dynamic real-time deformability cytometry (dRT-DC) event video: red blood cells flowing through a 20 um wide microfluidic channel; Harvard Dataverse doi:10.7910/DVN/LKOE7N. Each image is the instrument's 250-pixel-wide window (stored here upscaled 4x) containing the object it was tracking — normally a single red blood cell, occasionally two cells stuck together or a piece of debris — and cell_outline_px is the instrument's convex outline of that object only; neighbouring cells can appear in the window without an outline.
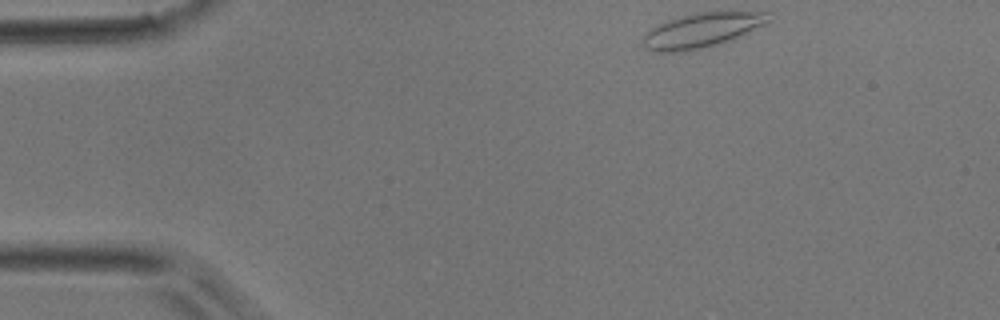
{"species": "common noctule bat (a hibernating species)", "species_latin": "Nyctalus noctula", "temperature_condition": "room temperature", "stored_images_in_passage": 19, "camera_frame_rate_fps": 3000, "um_per_image_px": 0.085, "animal": {"sex": "male", "body_mass_g": 17.9}, "frame": {"image": 1, "passage_image": 1, "time_ms": 0.0, "image_size_px": [1000, 320], "cell_outline_px": [[772, 20], [764, 24], [720, 44], [684, 52], [652, 52], [644, 44], [644, 36], [652, 28], [668, 20], [700, 12], [768, 12]], "centroid_in_image_um": [59.66, 2.58], "position_along_channel_um": 25.3, "area_um2": 24.68}}
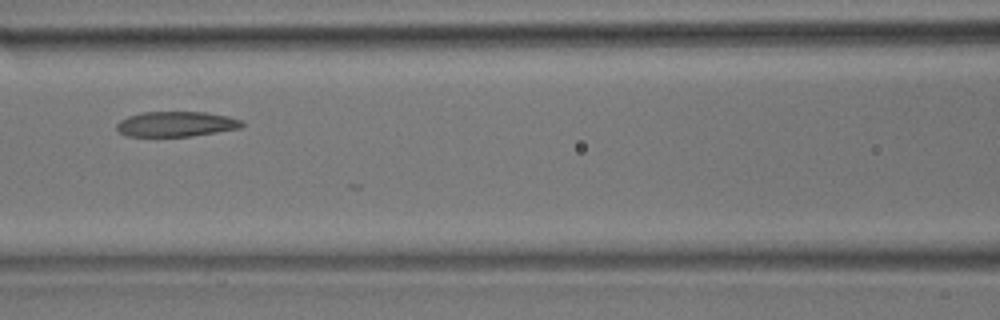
{"frame": {"image": 2, "passage_image": 14, "time_ms": 4.333, "image_size_px": [1000, 320], "cell_outline_px": [[244, 124], [240, 128], [192, 136], [128, 136], [120, 132], [116, 128], [116, 124], [120, 120], [128, 116], [144, 112], [204, 112], [228, 116], [244, 120]], "centroid_in_image_um": [14.99, 10.54], "position_along_channel_um": 151.6, "area_um2": 18.32}}
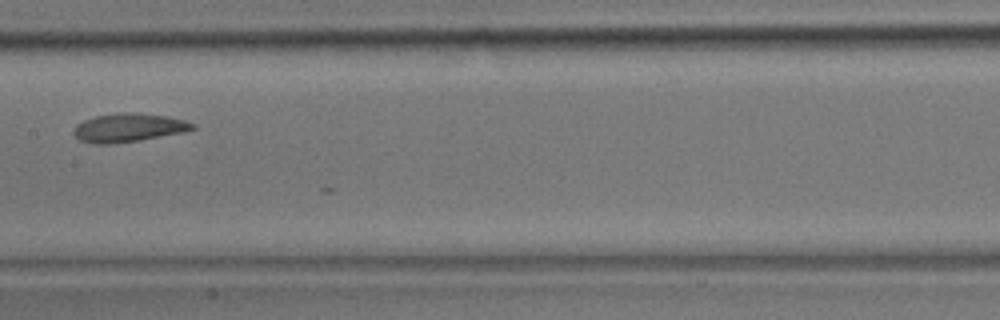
{"frame": {"image": 3, "passage_image": 17, "time_ms": 5.333, "image_size_px": [1000, 320], "cell_outline_px": [[196, 128], [184, 132], [112, 144], [96, 144], [80, 140], [72, 132], [72, 128], [76, 124], [84, 120], [96, 116], [124, 112], [132, 112], [168, 116], [184, 120], [196, 124]], "centroid_in_image_um": [10.91, 10.84], "position_along_channel_um": 196.5, "area_um2": 19.65}}